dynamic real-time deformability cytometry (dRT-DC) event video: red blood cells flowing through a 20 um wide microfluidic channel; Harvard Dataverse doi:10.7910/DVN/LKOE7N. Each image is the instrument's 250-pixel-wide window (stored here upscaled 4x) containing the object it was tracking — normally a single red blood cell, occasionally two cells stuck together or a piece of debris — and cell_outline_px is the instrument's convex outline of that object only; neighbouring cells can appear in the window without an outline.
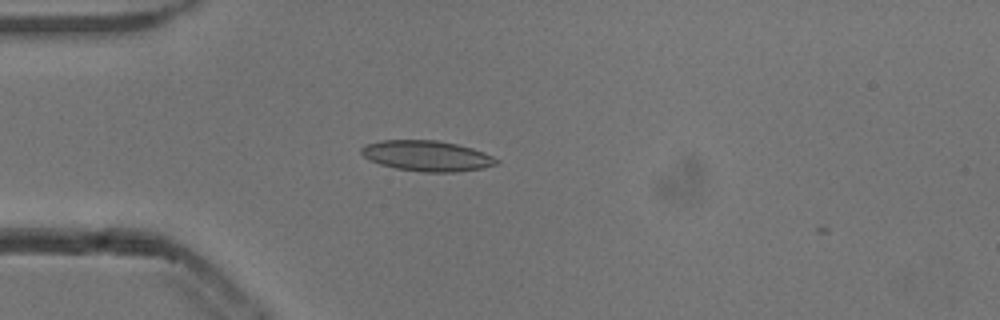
{"species": "common noctule bat (a hibernating species)", "species_latin": "Nyctalus noctula", "temperature_condition": "cold", "stored_images_in_passage": 5, "camera_frame_rate_fps": 3000, "um_per_image_px": 0.085, "animal": {"sex": "male", "body_mass_g": 13.3}, "frame": {"image": 1, "passage_image": 4, "time_ms": 1.0, "image_size_px": [1000, 320], "cell_outline_px": [[500, 164], [484, 168], [456, 172], [424, 172], [396, 168], [380, 164], [368, 160], [360, 152], [360, 148], [364, 144], [380, 140], [436, 140], [456, 144], [472, 148], [484, 152], [500, 160]], "centroid_in_image_um": [36.29, 13.25], "position_along_channel_um": 48.7, "area_um2": 24.28}}